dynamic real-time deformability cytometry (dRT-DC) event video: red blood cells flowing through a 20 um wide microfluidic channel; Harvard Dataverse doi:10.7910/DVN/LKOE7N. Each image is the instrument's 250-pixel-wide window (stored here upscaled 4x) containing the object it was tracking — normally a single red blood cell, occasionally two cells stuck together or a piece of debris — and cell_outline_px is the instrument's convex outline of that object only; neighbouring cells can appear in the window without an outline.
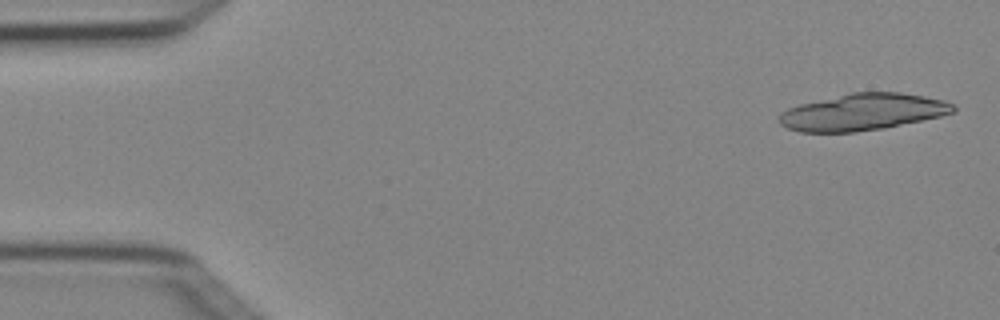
{"species": "Egyptian fruit bat (a non-hibernating species)", "species_latin": "Rousettus aegyptiacus", "temperature_condition": "cold", "stored_images_in_passage": 4, "camera_frame_rate_fps": 3000, "um_per_image_px": 0.085, "animal": {"sex": "female"}, "frame": {"image": 1, "passage_image": 1, "time_ms": 0.0, "image_size_px": [1000, 320], "cell_outline_px": [[956, 112], [940, 116], [884, 128], [856, 132], [800, 132], [788, 128], [780, 124], [776, 120], [780, 112], [788, 108], [800, 104], [852, 92], [900, 92], [924, 96], [944, 100], [952, 104], [956, 108]], "centroid_in_image_um": [73.31, 9.52], "position_along_channel_um": 11.7, "area_um2": 37.28}}